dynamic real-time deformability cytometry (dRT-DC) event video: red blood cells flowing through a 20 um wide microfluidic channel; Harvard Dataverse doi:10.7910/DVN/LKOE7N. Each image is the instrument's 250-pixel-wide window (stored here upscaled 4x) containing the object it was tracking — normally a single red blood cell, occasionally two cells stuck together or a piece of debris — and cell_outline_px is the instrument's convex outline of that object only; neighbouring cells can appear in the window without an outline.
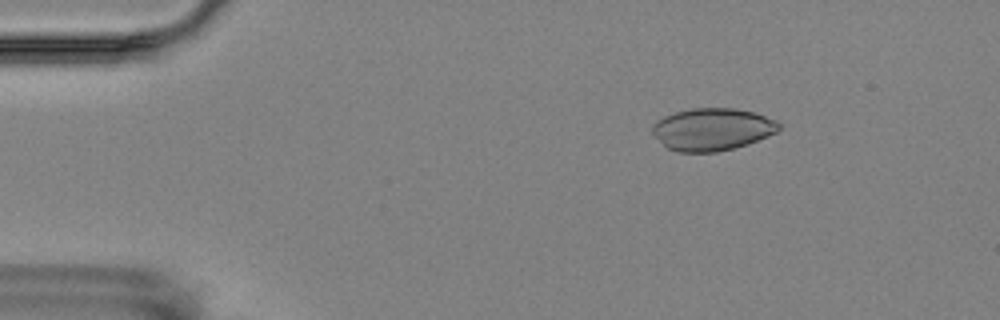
{"species": "Egyptian fruit bat (a non-hibernating species)", "species_latin": "Rousettus aegyptiacus", "temperature_condition": "room temperature", "stored_images_in_passage": 5, "camera_frame_rate_fps": 3000, "um_per_image_px": 0.085, "animal": {"sex": "female"}, "frame": {"image": 1, "passage_image": 2, "time_ms": 1.0, "image_size_px": [1000, 320], "cell_outline_px": [[780, 128], [776, 132], [768, 136], [748, 144], [736, 148], [716, 152], [676, 152], [668, 148], [652, 132], [652, 124], [656, 120], [664, 116], [676, 112], [692, 108], [732, 108], [752, 112], [776, 120], [780, 124]], "centroid_in_image_um": [60.54, 11.0], "position_along_channel_um": 24.5, "area_um2": 31.15}}